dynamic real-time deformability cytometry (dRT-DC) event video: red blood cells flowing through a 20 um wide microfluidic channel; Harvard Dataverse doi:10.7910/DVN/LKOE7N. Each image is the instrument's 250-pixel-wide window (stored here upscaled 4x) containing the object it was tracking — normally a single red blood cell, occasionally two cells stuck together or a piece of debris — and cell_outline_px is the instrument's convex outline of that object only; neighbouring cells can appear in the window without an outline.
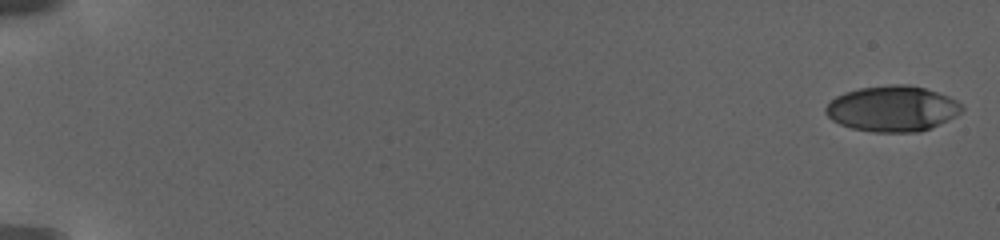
{"species": "human", "species_latin": "Homo sapiens", "temperature_condition": "warm", "stored_images_in_passage": 147, "segment_of_instrument_passage": [1, 2], "camera_frame_rate_fps": 3000, "um_per_image_px": 0.085, "donor": {"sex": "female"}, "frame": {"image": 1, "passage_image": 1, "time_ms": 0.0, "image_size_px": [1000, 240], "cell_outline_px": [[964, 108], [960, 112], [920, 132], [872, 132], [852, 128], [840, 124], [832, 120], [824, 112], [824, 108], [836, 96], [844, 92], [860, 88], [892, 84], [908, 84], [924, 88], [948, 96], [964, 104]], "centroid_in_image_um": [75.81, 9.23], "position_along_channel_um": 9.2, "area_um2": 35.95}}
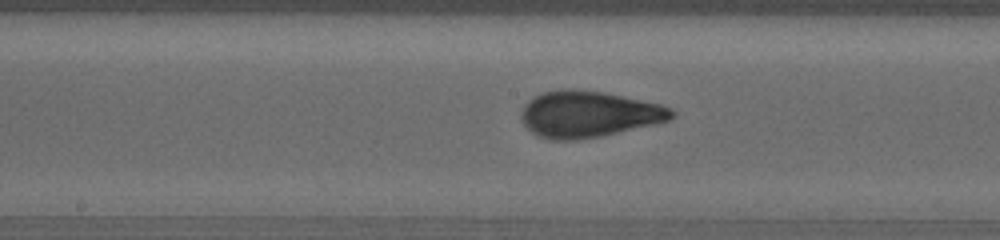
{"frame": {"image": 2, "passage_image": 78, "time_ms": 13.333, "image_size_px": [1000, 240], "cell_outline_px": [[676, 116], [668, 120], [656, 124], [600, 136], [576, 140], [552, 140], [540, 136], [532, 132], [524, 124], [520, 116], [520, 112], [524, 104], [532, 96], [544, 92], [560, 88], [572, 88], [604, 92], [660, 104], [672, 108], [676, 112]], "centroid_in_image_um": [50.02, 9.69], "position_along_channel_um": 198.2, "area_um2": 40.86}}
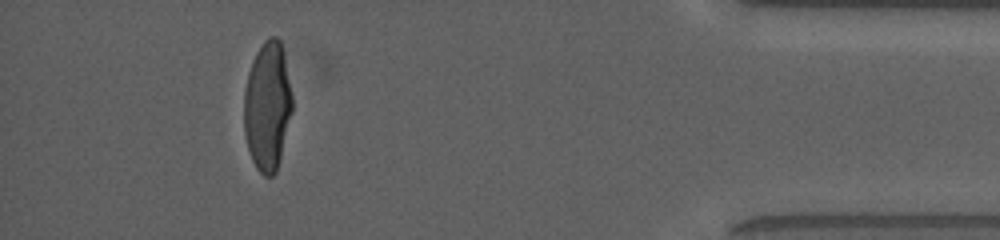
{"frame": {"image": 3, "passage_image": 132, "time_ms": 22.333, "image_size_px": [1000, 240], "cell_outline_px": [[292, 112], [276, 172], [272, 176], [264, 176], [256, 168], [252, 160], [248, 148], [244, 132], [244, 92], [248, 72], [252, 60], [256, 52], [264, 40], [268, 36], [276, 36], [280, 40], [284, 56], [292, 96]], "centroid_in_image_um": [22.72, 9.01], "position_along_channel_um": 412.5, "area_um2": 36.18}}